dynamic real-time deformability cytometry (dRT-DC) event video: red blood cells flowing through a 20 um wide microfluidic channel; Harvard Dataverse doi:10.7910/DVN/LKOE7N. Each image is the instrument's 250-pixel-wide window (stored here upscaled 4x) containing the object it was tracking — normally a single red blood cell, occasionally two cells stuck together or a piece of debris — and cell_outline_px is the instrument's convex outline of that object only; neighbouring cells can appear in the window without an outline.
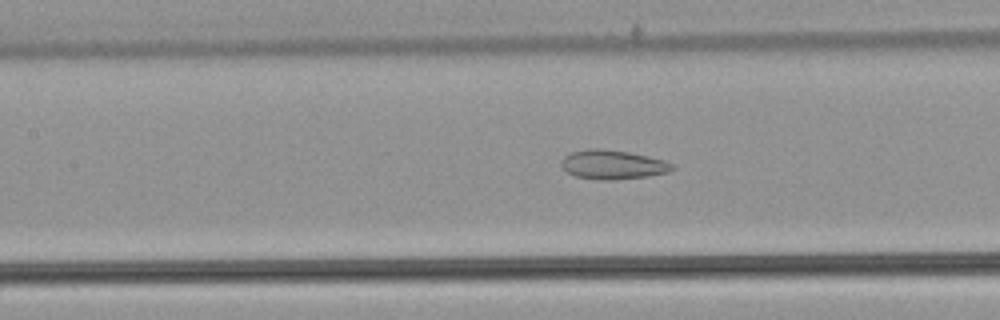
{"species": "common noctule bat (a hibernating species)", "species_latin": "Nyctalus noctula", "temperature_condition": "warm", "stored_images_in_passage": 39, "camera_frame_rate_fps": 3000, "um_per_image_px": 0.085, "animal": {"sex": "male", "body_mass_g": 21.5, "forearm_length_mm": 52.0}, "frame": {"image": 1, "passage_image": 10, "time_ms": 3.0, "image_size_px": [1000, 320], "cell_outline_px": [[676, 168], [668, 172], [648, 176], [612, 180], [596, 180], [576, 176], [568, 172], [560, 164], [564, 156], [572, 152], [588, 148], [600, 148], [628, 152], [664, 160], [672, 164]], "centroid_in_image_um": [52.08, 13.99], "position_along_channel_um": 155.3, "area_um2": 18.79}}
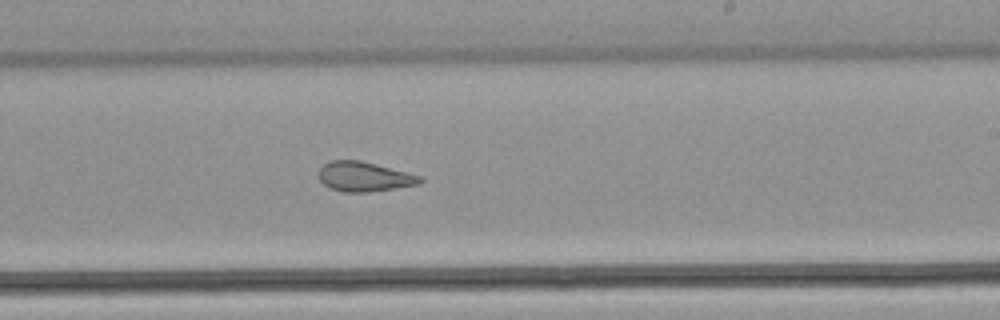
{"frame": {"image": 2, "passage_image": 18, "time_ms": 5.667, "image_size_px": [1000, 320], "cell_outline_px": [[424, 180], [420, 184], [368, 192], [344, 192], [328, 188], [320, 180], [320, 168], [328, 160], [360, 160], [376, 164], [420, 176]], "centroid_in_image_um": [30.94, 15.01], "position_along_channel_um": 258.1, "area_um2": 17.4}}
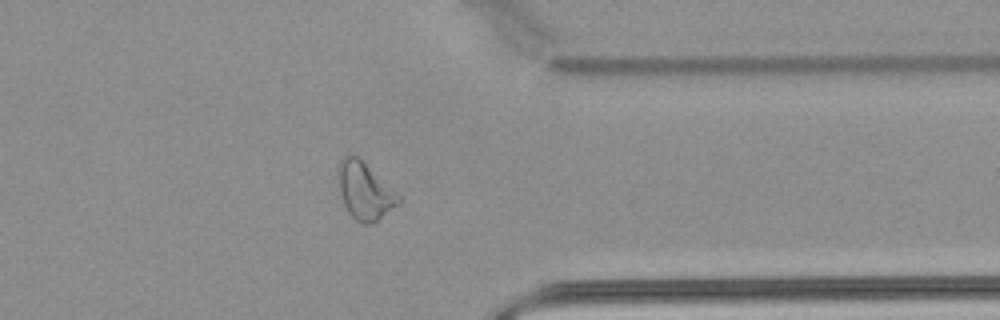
{"frame": {"image": 3, "passage_image": 28, "time_ms": 9.0, "image_size_px": [1000, 320], "cell_outline_px": [[400, 204], [372, 224], [360, 224], [348, 212], [344, 204], [340, 192], [336, 176], [336, 168], [340, 160], [348, 152], [356, 156], [400, 196]], "centroid_in_image_um": [30.95, 16.23], "position_along_channel_um": 380.4, "area_um2": 20.06}, "authors_computed_cell_mechanics": {"area_um2": 19.074, "velocity_mm_per_s": 3.8724, "shape_relaxation_time_tau1_ms": null, "shape_relaxation_time_tau2_ms": 2.3469, "deformation_change_tau1": null, "deformation_change_tau2": 0.1061}}